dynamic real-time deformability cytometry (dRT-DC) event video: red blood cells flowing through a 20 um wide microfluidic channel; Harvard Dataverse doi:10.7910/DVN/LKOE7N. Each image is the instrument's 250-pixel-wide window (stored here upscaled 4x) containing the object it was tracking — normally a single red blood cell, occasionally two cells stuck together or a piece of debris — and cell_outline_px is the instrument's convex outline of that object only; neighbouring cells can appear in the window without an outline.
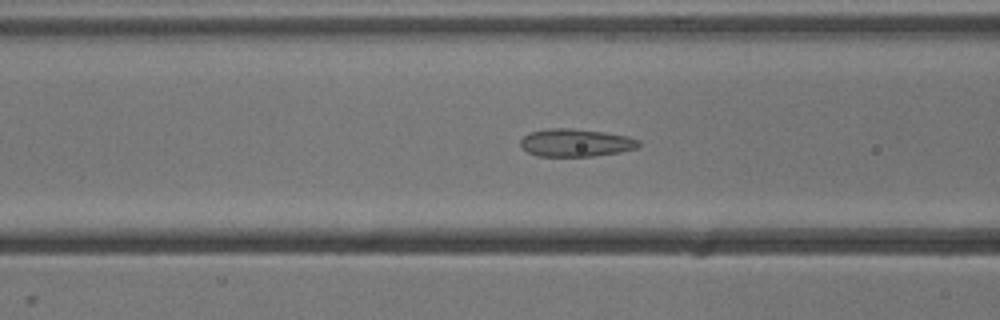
{"species": "common noctule bat (a hibernating species)", "species_latin": "Nyctalus noctula", "temperature_condition": "cold", "stored_images_in_passage": 44, "camera_frame_rate_fps": 3000, "um_per_image_px": 0.085, "animal": {"sex": "male", "body_mass_g": 13.3}, "frame": {"image": 1, "passage_image": 12, "time_ms": 3.667, "image_size_px": [1000, 320], "cell_outline_px": [[640, 144], [636, 148], [620, 152], [592, 156], [536, 156], [528, 152], [520, 144], [520, 140], [524, 136], [532, 132], [552, 128], [572, 128], [604, 132], [628, 136], [640, 140]], "centroid_in_image_um": [48.96, 12.13], "position_along_channel_um": 117.6, "area_um2": 19.02}}
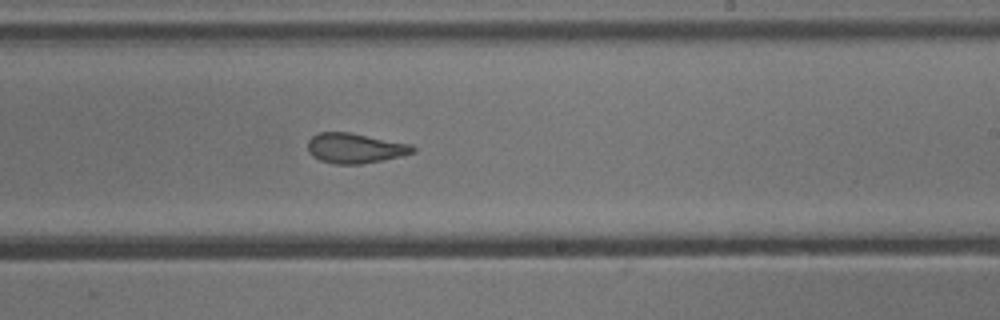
{"frame": {"image": 2, "passage_image": 23, "time_ms": 7.333, "image_size_px": [1000, 320], "cell_outline_px": [[416, 152], [384, 160], [360, 164], [336, 164], [320, 160], [312, 156], [308, 152], [308, 140], [312, 136], [320, 132], [352, 132], [412, 144], [416, 148]], "centroid_in_image_um": [30.2, 12.58], "position_along_channel_um": 258.8, "area_um2": 18.61}}
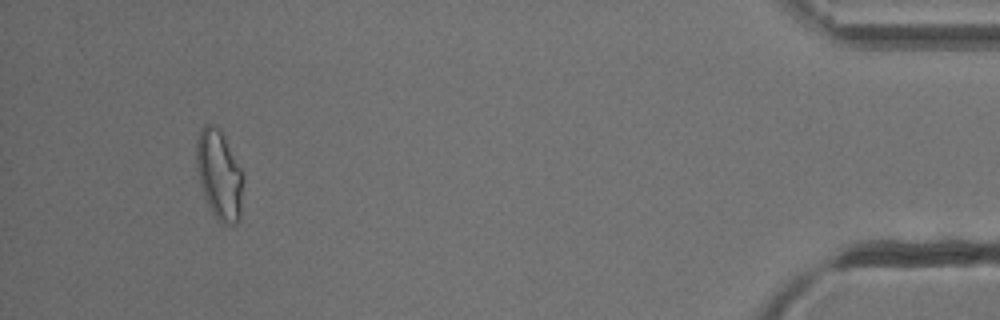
{"frame": {"image": 3, "passage_image": 41, "time_ms": 13.333, "image_size_px": [1000, 320], "cell_outline_px": [[244, 180], [240, 220], [236, 224], [224, 224], [216, 220], [204, 196], [196, 168], [196, 144], [200, 128], [204, 124], [208, 124], [220, 128], [244, 172]], "centroid_in_image_um": [18.66, 14.86], "position_along_channel_um": 416.5, "area_um2": 24.91}, "authors_computed_cell_mechanics": {"area_um2": 19.8832, "velocity_mm_per_s": 3.8431, "shape_relaxation_time_tau1_ms": null, "shape_relaxation_time_tau2_ms": 2.6958, "deformation_change_tau1": null, "deformation_change_tau2": 0.0866}}